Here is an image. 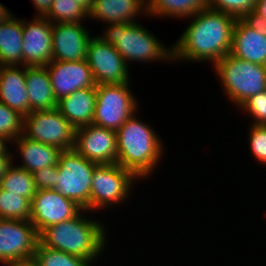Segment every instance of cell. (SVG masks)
<instances>
[{"instance_id":"obj_1","label":"cell","mask_w":266,"mask_h":266,"mask_svg":"<svg viewBox=\"0 0 266 266\" xmlns=\"http://www.w3.org/2000/svg\"><path fill=\"white\" fill-rule=\"evenodd\" d=\"M192 17V22L172 46L173 60H207L215 65L231 51L237 18L210 8L203 9Z\"/></svg>"},{"instance_id":"obj_2","label":"cell","mask_w":266,"mask_h":266,"mask_svg":"<svg viewBox=\"0 0 266 266\" xmlns=\"http://www.w3.org/2000/svg\"><path fill=\"white\" fill-rule=\"evenodd\" d=\"M135 115L116 131L117 164L141 179L155 171L164 147L155 130Z\"/></svg>"},{"instance_id":"obj_3","label":"cell","mask_w":266,"mask_h":266,"mask_svg":"<svg viewBox=\"0 0 266 266\" xmlns=\"http://www.w3.org/2000/svg\"><path fill=\"white\" fill-rule=\"evenodd\" d=\"M82 215L80 212L72 219L45 228L39 234L40 242L46 247L82 257L91 263L97 260L107 239L104 224Z\"/></svg>"},{"instance_id":"obj_4","label":"cell","mask_w":266,"mask_h":266,"mask_svg":"<svg viewBox=\"0 0 266 266\" xmlns=\"http://www.w3.org/2000/svg\"><path fill=\"white\" fill-rule=\"evenodd\" d=\"M113 23L106 26L102 38L113 45L126 61L173 60V48H167L140 23Z\"/></svg>"},{"instance_id":"obj_5","label":"cell","mask_w":266,"mask_h":266,"mask_svg":"<svg viewBox=\"0 0 266 266\" xmlns=\"http://www.w3.org/2000/svg\"><path fill=\"white\" fill-rule=\"evenodd\" d=\"M214 69L229 100L239 107L250 97L266 90V66L239 59L230 53Z\"/></svg>"},{"instance_id":"obj_6","label":"cell","mask_w":266,"mask_h":266,"mask_svg":"<svg viewBox=\"0 0 266 266\" xmlns=\"http://www.w3.org/2000/svg\"><path fill=\"white\" fill-rule=\"evenodd\" d=\"M98 165L87 160L74 149L63 151L57 164L54 190L90 211L92 175Z\"/></svg>"},{"instance_id":"obj_7","label":"cell","mask_w":266,"mask_h":266,"mask_svg":"<svg viewBox=\"0 0 266 266\" xmlns=\"http://www.w3.org/2000/svg\"><path fill=\"white\" fill-rule=\"evenodd\" d=\"M129 83L96 85V103L92 124L117 131L136 114L138 104Z\"/></svg>"},{"instance_id":"obj_8","label":"cell","mask_w":266,"mask_h":266,"mask_svg":"<svg viewBox=\"0 0 266 266\" xmlns=\"http://www.w3.org/2000/svg\"><path fill=\"white\" fill-rule=\"evenodd\" d=\"M135 178L138 180L131 171L117 163L98 165L92 175L90 211L123 203L130 194Z\"/></svg>"},{"instance_id":"obj_9","label":"cell","mask_w":266,"mask_h":266,"mask_svg":"<svg viewBox=\"0 0 266 266\" xmlns=\"http://www.w3.org/2000/svg\"><path fill=\"white\" fill-rule=\"evenodd\" d=\"M23 135L63 151L74 148L75 128L57 108L33 111L24 116Z\"/></svg>"},{"instance_id":"obj_10","label":"cell","mask_w":266,"mask_h":266,"mask_svg":"<svg viewBox=\"0 0 266 266\" xmlns=\"http://www.w3.org/2000/svg\"><path fill=\"white\" fill-rule=\"evenodd\" d=\"M39 233L27 220L0 219V263L14 266L31 262Z\"/></svg>"},{"instance_id":"obj_11","label":"cell","mask_w":266,"mask_h":266,"mask_svg":"<svg viewBox=\"0 0 266 266\" xmlns=\"http://www.w3.org/2000/svg\"><path fill=\"white\" fill-rule=\"evenodd\" d=\"M86 60L97 85L129 83L128 63L113 45L99 36L90 38Z\"/></svg>"},{"instance_id":"obj_12","label":"cell","mask_w":266,"mask_h":266,"mask_svg":"<svg viewBox=\"0 0 266 266\" xmlns=\"http://www.w3.org/2000/svg\"><path fill=\"white\" fill-rule=\"evenodd\" d=\"M86 211L54 189L39 190L31 200L30 222L40 234L45 228L59 224Z\"/></svg>"},{"instance_id":"obj_13","label":"cell","mask_w":266,"mask_h":266,"mask_svg":"<svg viewBox=\"0 0 266 266\" xmlns=\"http://www.w3.org/2000/svg\"><path fill=\"white\" fill-rule=\"evenodd\" d=\"M73 149L99 165L117 163L116 131L95 124L77 128Z\"/></svg>"},{"instance_id":"obj_14","label":"cell","mask_w":266,"mask_h":266,"mask_svg":"<svg viewBox=\"0 0 266 266\" xmlns=\"http://www.w3.org/2000/svg\"><path fill=\"white\" fill-rule=\"evenodd\" d=\"M34 18L32 22L23 20V66L45 67L53 61V23L44 16H35Z\"/></svg>"},{"instance_id":"obj_15","label":"cell","mask_w":266,"mask_h":266,"mask_svg":"<svg viewBox=\"0 0 266 266\" xmlns=\"http://www.w3.org/2000/svg\"><path fill=\"white\" fill-rule=\"evenodd\" d=\"M45 67L50 75L57 101L76 90L97 85L86 59L82 61H52Z\"/></svg>"},{"instance_id":"obj_16","label":"cell","mask_w":266,"mask_h":266,"mask_svg":"<svg viewBox=\"0 0 266 266\" xmlns=\"http://www.w3.org/2000/svg\"><path fill=\"white\" fill-rule=\"evenodd\" d=\"M230 54L266 66V27L251 18L237 19Z\"/></svg>"},{"instance_id":"obj_17","label":"cell","mask_w":266,"mask_h":266,"mask_svg":"<svg viewBox=\"0 0 266 266\" xmlns=\"http://www.w3.org/2000/svg\"><path fill=\"white\" fill-rule=\"evenodd\" d=\"M82 22L53 23V61H82L87 59L90 36Z\"/></svg>"},{"instance_id":"obj_18","label":"cell","mask_w":266,"mask_h":266,"mask_svg":"<svg viewBox=\"0 0 266 266\" xmlns=\"http://www.w3.org/2000/svg\"><path fill=\"white\" fill-rule=\"evenodd\" d=\"M0 102L23 116L30 113L24 66H0Z\"/></svg>"},{"instance_id":"obj_19","label":"cell","mask_w":266,"mask_h":266,"mask_svg":"<svg viewBox=\"0 0 266 266\" xmlns=\"http://www.w3.org/2000/svg\"><path fill=\"white\" fill-rule=\"evenodd\" d=\"M96 103V86L74 91L58 100L57 109L75 128L92 124Z\"/></svg>"},{"instance_id":"obj_20","label":"cell","mask_w":266,"mask_h":266,"mask_svg":"<svg viewBox=\"0 0 266 266\" xmlns=\"http://www.w3.org/2000/svg\"><path fill=\"white\" fill-rule=\"evenodd\" d=\"M147 13V0H93L89 17L113 23H134L135 17Z\"/></svg>"},{"instance_id":"obj_21","label":"cell","mask_w":266,"mask_h":266,"mask_svg":"<svg viewBox=\"0 0 266 266\" xmlns=\"http://www.w3.org/2000/svg\"><path fill=\"white\" fill-rule=\"evenodd\" d=\"M25 83L30 112L57 108L50 75L46 67H25Z\"/></svg>"},{"instance_id":"obj_22","label":"cell","mask_w":266,"mask_h":266,"mask_svg":"<svg viewBox=\"0 0 266 266\" xmlns=\"http://www.w3.org/2000/svg\"><path fill=\"white\" fill-rule=\"evenodd\" d=\"M14 142L18 146V152L22 158V165L17 166L30 173L45 167L56 166L59 163L60 154L63 152L60 148L30 140L24 135L12 143Z\"/></svg>"},{"instance_id":"obj_23","label":"cell","mask_w":266,"mask_h":266,"mask_svg":"<svg viewBox=\"0 0 266 266\" xmlns=\"http://www.w3.org/2000/svg\"><path fill=\"white\" fill-rule=\"evenodd\" d=\"M23 20L10 17L0 24V66H23Z\"/></svg>"},{"instance_id":"obj_24","label":"cell","mask_w":266,"mask_h":266,"mask_svg":"<svg viewBox=\"0 0 266 266\" xmlns=\"http://www.w3.org/2000/svg\"><path fill=\"white\" fill-rule=\"evenodd\" d=\"M206 8L208 0H147L146 15L188 18Z\"/></svg>"},{"instance_id":"obj_25","label":"cell","mask_w":266,"mask_h":266,"mask_svg":"<svg viewBox=\"0 0 266 266\" xmlns=\"http://www.w3.org/2000/svg\"><path fill=\"white\" fill-rule=\"evenodd\" d=\"M0 188L8 193L23 196L30 201L37 193L33 173L13 163L7 168L5 175L0 179Z\"/></svg>"},{"instance_id":"obj_26","label":"cell","mask_w":266,"mask_h":266,"mask_svg":"<svg viewBox=\"0 0 266 266\" xmlns=\"http://www.w3.org/2000/svg\"><path fill=\"white\" fill-rule=\"evenodd\" d=\"M35 266H90L92 263L82 257L68 254L44 246L40 241L37 245L33 259Z\"/></svg>"},{"instance_id":"obj_27","label":"cell","mask_w":266,"mask_h":266,"mask_svg":"<svg viewBox=\"0 0 266 266\" xmlns=\"http://www.w3.org/2000/svg\"><path fill=\"white\" fill-rule=\"evenodd\" d=\"M31 201L0 188V219L30 221Z\"/></svg>"},{"instance_id":"obj_28","label":"cell","mask_w":266,"mask_h":266,"mask_svg":"<svg viewBox=\"0 0 266 266\" xmlns=\"http://www.w3.org/2000/svg\"><path fill=\"white\" fill-rule=\"evenodd\" d=\"M88 16L89 12L74 0H53L49 11L44 15L52 23L81 22V19Z\"/></svg>"},{"instance_id":"obj_29","label":"cell","mask_w":266,"mask_h":266,"mask_svg":"<svg viewBox=\"0 0 266 266\" xmlns=\"http://www.w3.org/2000/svg\"><path fill=\"white\" fill-rule=\"evenodd\" d=\"M24 116L0 102V136L9 142L23 135Z\"/></svg>"},{"instance_id":"obj_30","label":"cell","mask_w":266,"mask_h":266,"mask_svg":"<svg viewBox=\"0 0 266 266\" xmlns=\"http://www.w3.org/2000/svg\"><path fill=\"white\" fill-rule=\"evenodd\" d=\"M258 0H208V8L224 12L237 19L250 18Z\"/></svg>"},{"instance_id":"obj_31","label":"cell","mask_w":266,"mask_h":266,"mask_svg":"<svg viewBox=\"0 0 266 266\" xmlns=\"http://www.w3.org/2000/svg\"><path fill=\"white\" fill-rule=\"evenodd\" d=\"M249 142L256 161L266 164V125L252 124L249 129Z\"/></svg>"},{"instance_id":"obj_32","label":"cell","mask_w":266,"mask_h":266,"mask_svg":"<svg viewBox=\"0 0 266 266\" xmlns=\"http://www.w3.org/2000/svg\"><path fill=\"white\" fill-rule=\"evenodd\" d=\"M239 108L253 116L255 121L252 124L266 125V90L250 97Z\"/></svg>"},{"instance_id":"obj_33","label":"cell","mask_w":266,"mask_h":266,"mask_svg":"<svg viewBox=\"0 0 266 266\" xmlns=\"http://www.w3.org/2000/svg\"><path fill=\"white\" fill-rule=\"evenodd\" d=\"M34 182L37 191L54 189L57 178V165L42 168L33 172Z\"/></svg>"},{"instance_id":"obj_34","label":"cell","mask_w":266,"mask_h":266,"mask_svg":"<svg viewBox=\"0 0 266 266\" xmlns=\"http://www.w3.org/2000/svg\"><path fill=\"white\" fill-rule=\"evenodd\" d=\"M254 22L266 27V0H258L255 11L250 17Z\"/></svg>"},{"instance_id":"obj_35","label":"cell","mask_w":266,"mask_h":266,"mask_svg":"<svg viewBox=\"0 0 266 266\" xmlns=\"http://www.w3.org/2000/svg\"><path fill=\"white\" fill-rule=\"evenodd\" d=\"M32 2L34 4L37 12H39L36 15L37 16H44L49 11L53 0H32Z\"/></svg>"},{"instance_id":"obj_36","label":"cell","mask_w":266,"mask_h":266,"mask_svg":"<svg viewBox=\"0 0 266 266\" xmlns=\"http://www.w3.org/2000/svg\"><path fill=\"white\" fill-rule=\"evenodd\" d=\"M12 156L11 151H8L5 155H0V179L5 175L7 168L13 163Z\"/></svg>"},{"instance_id":"obj_37","label":"cell","mask_w":266,"mask_h":266,"mask_svg":"<svg viewBox=\"0 0 266 266\" xmlns=\"http://www.w3.org/2000/svg\"><path fill=\"white\" fill-rule=\"evenodd\" d=\"M0 3V24L6 22L10 17H12V13Z\"/></svg>"},{"instance_id":"obj_38","label":"cell","mask_w":266,"mask_h":266,"mask_svg":"<svg viewBox=\"0 0 266 266\" xmlns=\"http://www.w3.org/2000/svg\"><path fill=\"white\" fill-rule=\"evenodd\" d=\"M9 143V141L0 136V155H5L9 149H7L8 146H6V144Z\"/></svg>"},{"instance_id":"obj_39","label":"cell","mask_w":266,"mask_h":266,"mask_svg":"<svg viewBox=\"0 0 266 266\" xmlns=\"http://www.w3.org/2000/svg\"><path fill=\"white\" fill-rule=\"evenodd\" d=\"M77 1V3L81 4L88 12L91 11L93 6V0H74Z\"/></svg>"},{"instance_id":"obj_40","label":"cell","mask_w":266,"mask_h":266,"mask_svg":"<svg viewBox=\"0 0 266 266\" xmlns=\"http://www.w3.org/2000/svg\"><path fill=\"white\" fill-rule=\"evenodd\" d=\"M14 266H35V265L32 262H28V263H22V264H18Z\"/></svg>"}]
</instances>
